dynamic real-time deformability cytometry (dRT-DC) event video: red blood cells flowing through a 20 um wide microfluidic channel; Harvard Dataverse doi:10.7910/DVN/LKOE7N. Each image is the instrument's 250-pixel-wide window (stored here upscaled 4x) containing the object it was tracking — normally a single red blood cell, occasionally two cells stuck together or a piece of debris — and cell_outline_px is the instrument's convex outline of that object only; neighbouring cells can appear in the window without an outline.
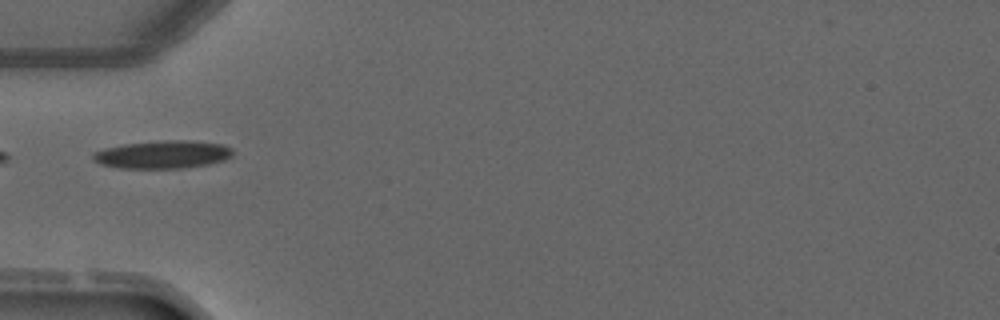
{"species": "common noctule bat (a hibernating species)", "species_latin": "Nyctalus noctula", "temperature_condition": "warm", "stored_images_in_passage": 3, "camera_frame_rate_fps": 3000, "um_per_image_px": 0.085, "animal": {"sex": "male", "forearm_length_mm": 52.5}, "frame": {"image": 1, "passage_image": 3, "time_ms": 2.667, "image_size_px": [1000, 320], "cell_outline_px": [[232, 156], [224, 160], [208, 164], [180, 168], [120, 168], [100, 164], [92, 160], [92, 152], [104, 148], [124, 144], [168, 140], [188, 140], [224, 144], [232, 148]], "centroid_in_image_um": [13.81, 13.13], "position_along_channel_um": 71.2, "area_um2": 22.77}}